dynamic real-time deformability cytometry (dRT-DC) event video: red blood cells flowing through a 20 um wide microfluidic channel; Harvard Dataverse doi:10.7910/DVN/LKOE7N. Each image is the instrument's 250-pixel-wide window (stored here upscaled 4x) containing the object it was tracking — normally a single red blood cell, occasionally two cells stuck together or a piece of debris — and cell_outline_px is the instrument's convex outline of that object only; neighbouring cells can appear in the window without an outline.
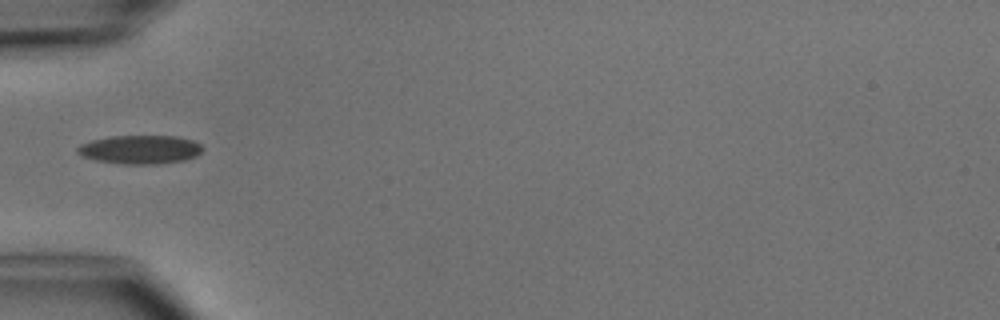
{"species": "common noctule bat (a hibernating species)", "species_latin": "Nyctalus noctula", "temperature_condition": "cold", "stored_images_in_passage": 3, "camera_frame_rate_fps": 3000, "um_per_image_px": 0.085, "animal": {"sex": "male", "body_mass_g": 15.6}, "frame": {"image": 1, "passage_image": 2, "time_ms": 1.333, "image_size_px": [1000, 320], "cell_outline_px": [[204, 148], [196, 156], [184, 160], [160, 164], [124, 164], [96, 160], [80, 156], [76, 152], [76, 148], [80, 144], [92, 140], [108, 136], [176, 136], [192, 140], [200, 144]], "centroid_in_image_um": [11.88, 12.71], "position_along_channel_um": 73.1, "area_um2": 21.04}}